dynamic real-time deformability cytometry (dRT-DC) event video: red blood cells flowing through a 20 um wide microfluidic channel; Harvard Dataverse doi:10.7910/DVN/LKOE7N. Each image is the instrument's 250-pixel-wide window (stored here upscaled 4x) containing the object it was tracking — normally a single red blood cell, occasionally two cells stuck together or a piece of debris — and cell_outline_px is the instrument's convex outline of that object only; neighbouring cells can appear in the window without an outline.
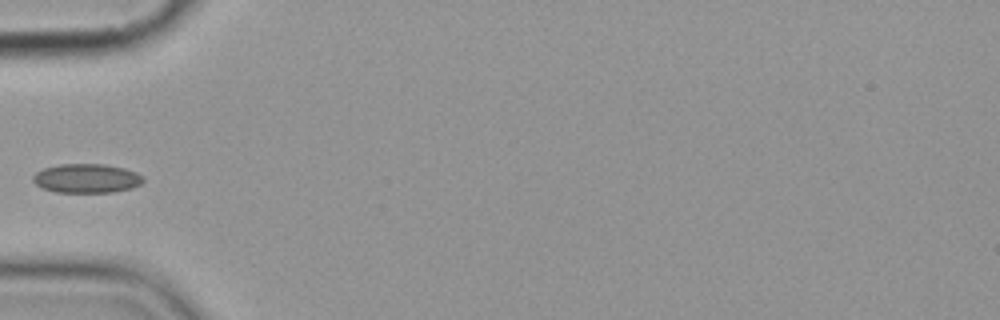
{"species": "common noctule bat (a hibernating species)", "species_latin": "Nyctalus noctula", "temperature_condition": "cold", "stored_images_in_passage": 6, "camera_frame_rate_fps": 3000, "um_per_image_px": 0.085, "animal": {"sex": "female", "body_mass_g": 19.9}, "frame": {"image": 1, "passage_image": 6, "time_ms": 5.667, "image_size_px": [1000, 320], "cell_outline_px": [[144, 180], [140, 184], [132, 188], [112, 192], [56, 192], [44, 188], [36, 184], [32, 180], [32, 176], [36, 172], [44, 168], [60, 164], [104, 164], [124, 168], [136, 172], [144, 176]], "centroid_in_image_um": [7.37, 15.15], "position_along_channel_um": 77.6, "area_um2": 18.67}}